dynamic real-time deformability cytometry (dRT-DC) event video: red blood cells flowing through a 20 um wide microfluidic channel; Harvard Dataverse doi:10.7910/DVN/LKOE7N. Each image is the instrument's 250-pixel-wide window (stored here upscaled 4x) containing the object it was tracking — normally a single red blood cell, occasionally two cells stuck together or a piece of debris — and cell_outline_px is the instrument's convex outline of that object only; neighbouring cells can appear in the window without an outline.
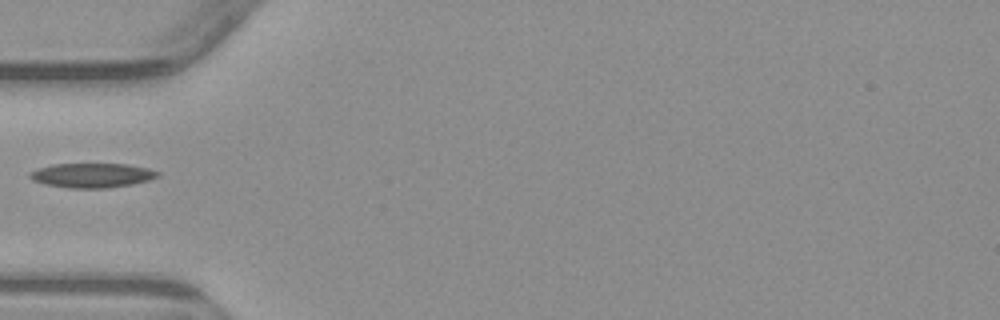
{"species": "common noctule bat (a hibernating species)", "species_latin": "Nyctalus noctula", "temperature_condition": "warm", "stored_images_in_passage": 5, "camera_frame_rate_fps": 3000, "um_per_image_px": 0.085, "animal": {"sex": "male", "body_mass_g": 23.1, "forearm_length_mm": 52.7}, "frame": {"image": 1, "passage_image": 5, "time_ms": 4.667, "image_size_px": [1000, 320], "cell_outline_px": [[160, 176], [148, 180], [132, 184], [108, 188], [68, 188], [44, 184], [32, 180], [28, 176], [28, 172], [36, 168], [52, 164], [128, 164], [148, 168], [160, 172]], "centroid_in_image_um": [7.79, 14.9], "position_along_channel_um": 77.2, "area_um2": 18.44}}